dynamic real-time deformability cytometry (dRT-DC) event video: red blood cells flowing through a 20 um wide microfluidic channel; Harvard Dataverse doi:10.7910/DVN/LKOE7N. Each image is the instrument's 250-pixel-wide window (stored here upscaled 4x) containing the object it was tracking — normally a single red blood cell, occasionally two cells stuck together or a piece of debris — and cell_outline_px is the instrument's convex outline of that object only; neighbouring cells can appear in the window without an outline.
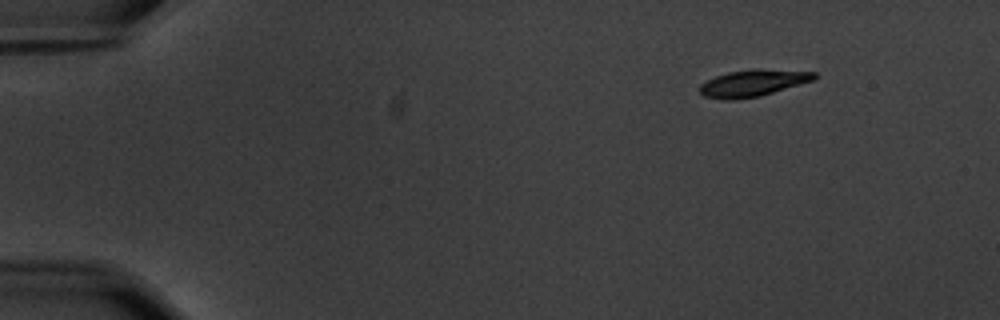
{"species": "common noctule bat (a hibernating species)", "species_latin": "Nyctalus noctula", "temperature_condition": "warm", "stored_images_in_passage": 52, "camera_frame_rate_fps": 3000, "um_per_image_px": 0.085, "animal": {"sex": "male", "body_mass_g": 20.1, "forearm_length_mm": 53.5}, "frame": {"image": 1, "passage_image": 1, "time_ms": 0.0, "image_size_px": [1000, 320], "cell_outline_px": [[816, 80], [760, 96], [732, 100], [724, 100], [704, 96], [700, 92], [700, 84], [716, 76], [728, 72], [756, 68], [760, 68], [816, 72]], "centroid_in_image_um": [64.04, 7.05], "position_along_channel_um": 21.0, "area_um2": 17.98}}
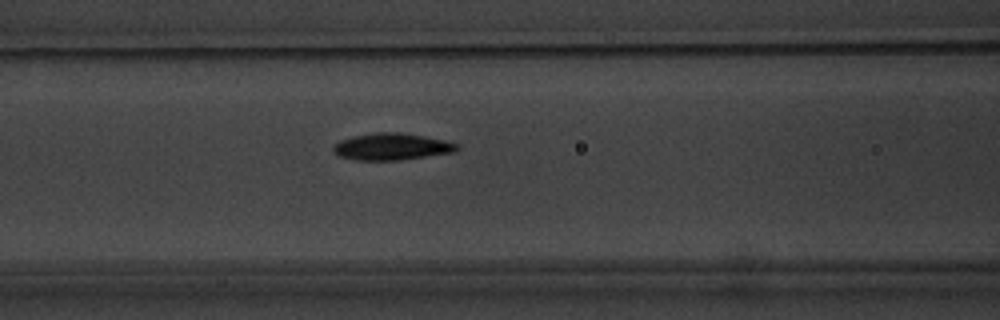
{"frame": {"image": 2, "passage_image": 19, "time_ms": 6.0, "image_size_px": [1000, 320], "cell_outline_px": [[460, 148], [456, 152], [400, 160], [356, 160], [336, 156], [332, 152], [332, 144], [340, 140], [352, 136], [376, 132], [400, 132], [424, 136], [444, 140], [460, 144]], "centroid_in_image_um": [33.27, 12.47], "position_along_channel_um": 133.3, "area_um2": 19.71}}
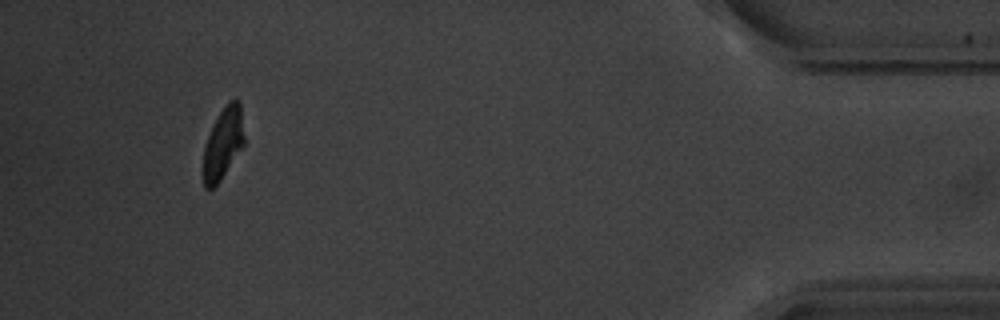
{"frame": {"image": 3, "passage_image": 48, "time_ms": 15.667, "image_size_px": [1000, 320], "cell_outline_px": [[244, 148], [220, 180], [212, 188], [204, 188], [200, 172], [200, 168], [204, 148], [208, 136], [220, 112], [228, 100], [236, 100], [240, 104], [244, 136]], "centroid_in_image_um": [18.93, 12.28], "position_along_channel_um": 416.3, "area_um2": 17.4}, "authors_computed_cell_mechanics": {"area_um2": 18.5538, "velocity_mm_per_s": 3.5441, "shape_relaxation_time_tau1_ms": 2.5028, "shape_relaxation_time_tau2_ms": 1.9102, "deformation_change_tau1": 0.1338, "deformation_change_tau2": 0.0697}}